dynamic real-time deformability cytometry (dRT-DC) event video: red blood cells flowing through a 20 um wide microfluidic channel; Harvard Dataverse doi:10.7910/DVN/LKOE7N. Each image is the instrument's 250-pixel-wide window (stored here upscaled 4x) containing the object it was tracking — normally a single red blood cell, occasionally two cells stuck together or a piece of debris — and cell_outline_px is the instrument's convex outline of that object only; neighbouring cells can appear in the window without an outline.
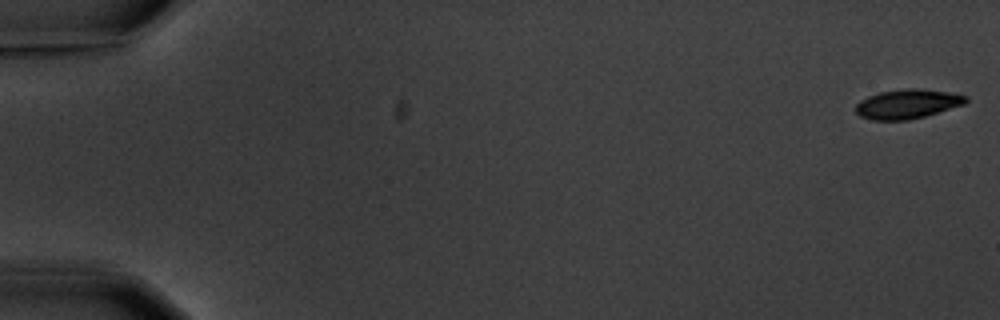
{"species": "common noctule bat (a hibernating species)", "species_latin": "Nyctalus noctula", "temperature_condition": "warm", "stored_images_in_passage": 5, "camera_frame_rate_fps": 3000, "um_per_image_px": 0.085, "animal": {"sex": "male", "body_mass_g": 20.1, "forearm_length_mm": 53.5}, "frame": {"image": 1, "passage_image": 1, "time_ms": 0.0, "image_size_px": [1000, 320], "cell_outline_px": [[968, 100], [964, 104], [924, 116], [908, 120], [872, 120], [860, 116], [856, 112], [856, 104], [860, 100], [868, 96], [880, 92], [908, 88], [916, 88], [948, 92], [968, 96]], "centroid_in_image_um": [77.11, 8.83], "position_along_channel_um": 7.9, "area_um2": 18.67}}
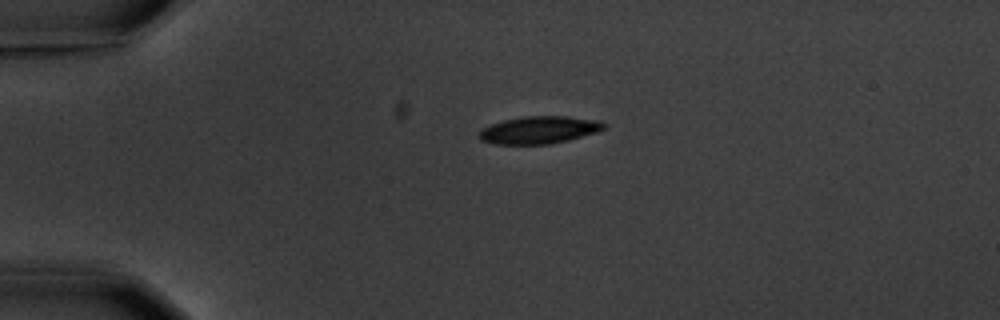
{"frame": {"image": 2, "passage_image": 4, "time_ms": 4.333, "image_size_px": [1000, 320], "cell_outline_px": [[604, 128], [596, 132], [568, 140], [548, 144], [496, 144], [480, 140], [480, 132], [484, 128], [492, 124], [504, 120], [524, 116], [568, 116], [600, 120], [604, 124]], "centroid_in_image_um": [45.84, 11.04], "position_along_channel_um": 39.2, "area_um2": 19.71}}